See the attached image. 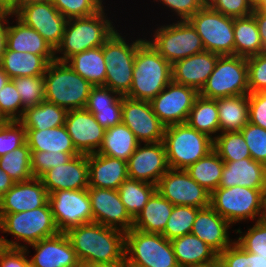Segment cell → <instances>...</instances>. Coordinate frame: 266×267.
<instances>
[{
    "instance_id": "1",
    "label": "cell",
    "mask_w": 266,
    "mask_h": 267,
    "mask_svg": "<svg viewBox=\"0 0 266 267\" xmlns=\"http://www.w3.org/2000/svg\"><path fill=\"white\" fill-rule=\"evenodd\" d=\"M80 260L106 267L125 265V232L100 223H87L66 232Z\"/></svg>"
},
{
    "instance_id": "2",
    "label": "cell",
    "mask_w": 266,
    "mask_h": 267,
    "mask_svg": "<svg viewBox=\"0 0 266 267\" xmlns=\"http://www.w3.org/2000/svg\"><path fill=\"white\" fill-rule=\"evenodd\" d=\"M106 11L108 9L103 7L95 15L68 19L61 42L55 49V59L66 62L74 54L102 46L117 30L114 19L108 17Z\"/></svg>"
},
{
    "instance_id": "3",
    "label": "cell",
    "mask_w": 266,
    "mask_h": 267,
    "mask_svg": "<svg viewBox=\"0 0 266 267\" xmlns=\"http://www.w3.org/2000/svg\"><path fill=\"white\" fill-rule=\"evenodd\" d=\"M172 81V65L145 39L137 48L126 97L151 101Z\"/></svg>"
},
{
    "instance_id": "4",
    "label": "cell",
    "mask_w": 266,
    "mask_h": 267,
    "mask_svg": "<svg viewBox=\"0 0 266 267\" xmlns=\"http://www.w3.org/2000/svg\"><path fill=\"white\" fill-rule=\"evenodd\" d=\"M43 76L46 101L67 111L85 108L93 85L76 73L67 62H49Z\"/></svg>"
},
{
    "instance_id": "5",
    "label": "cell",
    "mask_w": 266,
    "mask_h": 267,
    "mask_svg": "<svg viewBox=\"0 0 266 267\" xmlns=\"http://www.w3.org/2000/svg\"><path fill=\"white\" fill-rule=\"evenodd\" d=\"M120 31L117 29L102 45L106 63L105 87L121 96H126L132 84L136 50L147 37L145 35L142 37L143 39L138 36L137 38L131 37L133 39L131 40V38H126L125 32Z\"/></svg>"
},
{
    "instance_id": "6",
    "label": "cell",
    "mask_w": 266,
    "mask_h": 267,
    "mask_svg": "<svg viewBox=\"0 0 266 267\" xmlns=\"http://www.w3.org/2000/svg\"><path fill=\"white\" fill-rule=\"evenodd\" d=\"M0 233L12 235L14 240L6 239L10 247L26 248L42 239L57 235L59 231L48 202L45 206L30 211L0 213Z\"/></svg>"
},
{
    "instance_id": "7",
    "label": "cell",
    "mask_w": 266,
    "mask_h": 267,
    "mask_svg": "<svg viewBox=\"0 0 266 267\" xmlns=\"http://www.w3.org/2000/svg\"><path fill=\"white\" fill-rule=\"evenodd\" d=\"M265 192L239 185L217 188L211 193L210 206L232 226L258 221L265 217Z\"/></svg>"
},
{
    "instance_id": "8",
    "label": "cell",
    "mask_w": 266,
    "mask_h": 267,
    "mask_svg": "<svg viewBox=\"0 0 266 267\" xmlns=\"http://www.w3.org/2000/svg\"><path fill=\"white\" fill-rule=\"evenodd\" d=\"M163 143L171 169H187L213 150V139L187 123L167 126Z\"/></svg>"
},
{
    "instance_id": "9",
    "label": "cell",
    "mask_w": 266,
    "mask_h": 267,
    "mask_svg": "<svg viewBox=\"0 0 266 267\" xmlns=\"http://www.w3.org/2000/svg\"><path fill=\"white\" fill-rule=\"evenodd\" d=\"M125 266L179 267L170 240L134 228L125 233Z\"/></svg>"
},
{
    "instance_id": "10",
    "label": "cell",
    "mask_w": 266,
    "mask_h": 267,
    "mask_svg": "<svg viewBox=\"0 0 266 267\" xmlns=\"http://www.w3.org/2000/svg\"><path fill=\"white\" fill-rule=\"evenodd\" d=\"M176 21V22H175ZM155 25L147 40L171 65L205 51L202 40L188 20Z\"/></svg>"
},
{
    "instance_id": "11",
    "label": "cell",
    "mask_w": 266,
    "mask_h": 267,
    "mask_svg": "<svg viewBox=\"0 0 266 267\" xmlns=\"http://www.w3.org/2000/svg\"><path fill=\"white\" fill-rule=\"evenodd\" d=\"M247 58L219 55L199 95L208 99L249 94Z\"/></svg>"
},
{
    "instance_id": "12",
    "label": "cell",
    "mask_w": 266,
    "mask_h": 267,
    "mask_svg": "<svg viewBox=\"0 0 266 267\" xmlns=\"http://www.w3.org/2000/svg\"><path fill=\"white\" fill-rule=\"evenodd\" d=\"M188 21L200 36L205 51L234 55V18L225 16L205 4Z\"/></svg>"
},
{
    "instance_id": "13",
    "label": "cell",
    "mask_w": 266,
    "mask_h": 267,
    "mask_svg": "<svg viewBox=\"0 0 266 267\" xmlns=\"http://www.w3.org/2000/svg\"><path fill=\"white\" fill-rule=\"evenodd\" d=\"M49 204L59 232L93 222L91 201L87 189L59 190L49 194Z\"/></svg>"
},
{
    "instance_id": "14",
    "label": "cell",
    "mask_w": 266,
    "mask_h": 267,
    "mask_svg": "<svg viewBox=\"0 0 266 267\" xmlns=\"http://www.w3.org/2000/svg\"><path fill=\"white\" fill-rule=\"evenodd\" d=\"M156 190L175 205L205 208L211 193L193 180L183 169H169L158 181Z\"/></svg>"
},
{
    "instance_id": "15",
    "label": "cell",
    "mask_w": 266,
    "mask_h": 267,
    "mask_svg": "<svg viewBox=\"0 0 266 267\" xmlns=\"http://www.w3.org/2000/svg\"><path fill=\"white\" fill-rule=\"evenodd\" d=\"M199 92L171 81L150 103L158 119L167 127L186 123Z\"/></svg>"
},
{
    "instance_id": "16",
    "label": "cell",
    "mask_w": 266,
    "mask_h": 267,
    "mask_svg": "<svg viewBox=\"0 0 266 267\" xmlns=\"http://www.w3.org/2000/svg\"><path fill=\"white\" fill-rule=\"evenodd\" d=\"M122 123L139 143L163 141L166 126L155 115L150 101L122 96Z\"/></svg>"
},
{
    "instance_id": "17",
    "label": "cell",
    "mask_w": 266,
    "mask_h": 267,
    "mask_svg": "<svg viewBox=\"0 0 266 267\" xmlns=\"http://www.w3.org/2000/svg\"><path fill=\"white\" fill-rule=\"evenodd\" d=\"M15 16L36 30L54 50L60 44L67 19L51 2L23 6Z\"/></svg>"
},
{
    "instance_id": "18",
    "label": "cell",
    "mask_w": 266,
    "mask_h": 267,
    "mask_svg": "<svg viewBox=\"0 0 266 267\" xmlns=\"http://www.w3.org/2000/svg\"><path fill=\"white\" fill-rule=\"evenodd\" d=\"M127 169L129 179L157 185L160 178L170 169L163 141L139 143L127 161Z\"/></svg>"
},
{
    "instance_id": "19",
    "label": "cell",
    "mask_w": 266,
    "mask_h": 267,
    "mask_svg": "<svg viewBox=\"0 0 266 267\" xmlns=\"http://www.w3.org/2000/svg\"><path fill=\"white\" fill-rule=\"evenodd\" d=\"M93 222L128 232L133 228V218L126 211L118 190L88 187Z\"/></svg>"
},
{
    "instance_id": "20",
    "label": "cell",
    "mask_w": 266,
    "mask_h": 267,
    "mask_svg": "<svg viewBox=\"0 0 266 267\" xmlns=\"http://www.w3.org/2000/svg\"><path fill=\"white\" fill-rule=\"evenodd\" d=\"M65 127L79 154L90 155L98 152L106 130L99 125L90 111L85 108L68 111Z\"/></svg>"
},
{
    "instance_id": "21",
    "label": "cell",
    "mask_w": 266,
    "mask_h": 267,
    "mask_svg": "<svg viewBox=\"0 0 266 267\" xmlns=\"http://www.w3.org/2000/svg\"><path fill=\"white\" fill-rule=\"evenodd\" d=\"M34 249V256L29 259L33 267H76L79 259L66 233L42 239L27 246Z\"/></svg>"
},
{
    "instance_id": "22",
    "label": "cell",
    "mask_w": 266,
    "mask_h": 267,
    "mask_svg": "<svg viewBox=\"0 0 266 267\" xmlns=\"http://www.w3.org/2000/svg\"><path fill=\"white\" fill-rule=\"evenodd\" d=\"M40 180L50 194L59 190H82L89 187L88 155L79 154L69 162L51 168Z\"/></svg>"
},
{
    "instance_id": "23",
    "label": "cell",
    "mask_w": 266,
    "mask_h": 267,
    "mask_svg": "<svg viewBox=\"0 0 266 267\" xmlns=\"http://www.w3.org/2000/svg\"><path fill=\"white\" fill-rule=\"evenodd\" d=\"M49 193L40 178L15 183L0 199V213H19L45 206Z\"/></svg>"
},
{
    "instance_id": "24",
    "label": "cell",
    "mask_w": 266,
    "mask_h": 267,
    "mask_svg": "<svg viewBox=\"0 0 266 267\" xmlns=\"http://www.w3.org/2000/svg\"><path fill=\"white\" fill-rule=\"evenodd\" d=\"M230 227L233 226L211 206H208L198 210L191 233L219 255L235 242V239L230 238Z\"/></svg>"
},
{
    "instance_id": "25",
    "label": "cell",
    "mask_w": 266,
    "mask_h": 267,
    "mask_svg": "<svg viewBox=\"0 0 266 267\" xmlns=\"http://www.w3.org/2000/svg\"><path fill=\"white\" fill-rule=\"evenodd\" d=\"M219 54L203 51L172 64V81L196 89L204 87L213 72Z\"/></svg>"
},
{
    "instance_id": "26",
    "label": "cell",
    "mask_w": 266,
    "mask_h": 267,
    "mask_svg": "<svg viewBox=\"0 0 266 267\" xmlns=\"http://www.w3.org/2000/svg\"><path fill=\"white\" fill-rule=\"evenodd\" d=\"M237 185L252 189H266V165L252 158L224 161L218 188Z\"/></svg>"
},
{
    "instance_id": "27",
    "label": "cell",
    "mask_w": 266,
    "mask_h": 267,
    "mask_svg": "<svg viewBox=\"0 0 266 267\" xmlns=\"http://www.w3.org/2000/svg\"><path fill=\"white\" fill-rule=\"evenodd\" d=\"M89 187L118 190L127 180V161L99 153L88 155Z\"/></svg>"
},
{
    "instance_id": "28",
    "label": "cell",
    "mask_w": 266,
    "mask_h": 267,
    "mask_svg": "<svg viewBox=\"0 0 266 267\" xmlns=\"http://www.w3.org/2000/svg\"><path fill=\"white\" fill-rule=\"evenodd\" d=\"M14 17L15 22L8 21L6 48L16 52L41 55L48 63L55 61V50L52 46L36 30L26 26L15 15Z\"/></svg>"
},
{
    "instance_id": "29",
    "label": "cell",
    "mask_w": 266,
    "mask_h": 267,
    "mask_svg": "<svg viewBox=\"0 0 266 267\" xmlns=\"http://www.w3.org/2000/svg\"><path fill=\"white\" fill-rule=\"evenodd\" d=\"M173 207L174 205L156 190L133 219V228L147 233L162 234Z\"/></svg>"
},
{
    "instance_id": "30",
    "label": "cell",
    "mask_w": 266,
    "mask_h": 267,
    "mask_svg": "<svg viewBox=\"0 0 266 267\" xmlns=\"http://www.w3.org/2000/svg\"><path fill=\"white\" fill-rule=\"evenodd\" d=\"M171 244L179 267L218 262V254L192 233L171 240Z\"/></svg>"
},
{
    "instance_id": "31",
    "label": "cell",
    "mask_w": 266,
    "mask_h": 267,
    "mask_svg": "<svg viewBox=\"0 0 266 267\" xmlns=\"http://www.w3.org/2000/svg\"><path fill=\"white\" fill-rule=\"evenodd\" d=\"M26 143L30 151L79 154L65 125L41 131L26 130Z\"/></svg>"
},
{
    "instance_id": "32",
    "label": "cell",
    "mask_w": 266,
    "mask_h": 267,
    "mask_svg": "<svg viewBox=\"0 0 266 267\" xmlns=\"http://www.w3.org/2000/svg\"><path fill=\"white\" fill-rule=\"evenodd\" d=\"M219 133L241 131L249 122L248 94L217 98Z\"/></svg>"
},
{
    "instance_id": "33",
    "label": "cell",
    "mask_w": 266,
    "mask_h": 267,
    "mask_svg": "<svg viewBox=\"0 0 266 267\" xmlns=\"http://www.w3.org/2000/svg\"><path fill=\"white\" fill-rule=\"evenodd\" d=\"M66 62L91 85L105 86L106 63L102 46L74 54Z\"/></svg>"
},
{
    "instance_id": "34",
    "label": "cell",
    "mask_w": 266,
    "mask_h": 267,
    "mask_svg": "<svg viewBox=\"0 0 266 267\" xmlns=\"http://www.w3.org/2000/svg\"><path fill=\"white\" fill-rule=\"evenodd\" d=\"M48 64L41 55L16 52L6 48L2 55L0 67L12 79L44 75Z\"/></svg>"
},
{
    "instance_id": "35",
    "label": "cell",
    "mask_w": 266,
    "mask_h": 267,
    "mask_svg": "<svg viewBox=\"0 0 266 267\" xmlns=\"http://www.w3.org/2000/svg\"><path fill=\"white\" fill-rule=\"evenodd\" d=\"M67 110L46 100L24 110L18 120L26 130H45L65 125Z\"/></svg>"
},
{
    "instance_id": "36",
    "label": "cell",
    "mask_w": 266,
    "mask_h": 267,
    "mask_svg": "<svg viewBox=\"0 0 266 267\" xmlns=\"http://www.w3.org/2000/svg\"><path fill=\"white\" fill-rule=\"evenodd\" d=\"M234 55L251 57L266 50L259 35L254 16L234 18Z\"/></svg>"
},
{
    "instance_id": "37",
    "label": "cell",
    "mask_w": 266,
    "mask_h": 267,
    "mask_svg": "<svg viewBox=\"0 0 266 267\" xmlns=\"http://www.w3.org/2000/svg\"><path fill=\"white\" fill-rule=\"evenodd\" d=\"M138 145L134 133L121 123L105 131L102 145L97 153L128 161Z\"/></svg>"
},
{
    "instance_id": "38",
    "label": "cell",
    "mask_w": 266,
    "mask_h": 267,
    "mask_svg": "<svg viewBox=\"0 0 266 267\" xmlns=\"http://www.w3.org/2000/svg\"><path fill=\"white\" fill-rule=\"evenodd\" d=\"M186 123L214 140L219 134V115L216 99H208L199 95L190 110Z\"/></svg>"
},
{
    "instance_id": "39",
    "label": "cell",
    "mask_w": 266,
    "mask_h": 267,
    "mask_svg": "<svg viewBox=\"0 0 266 267\" xmlns=\"http://www.w3.org/2000/svg\"><path fill=\"white\" fill-rule=\"evenodd\" d=\"M224 161L212 150L185 169L200 186L212 193L219 187Z\"/></svg>"
},
{
    "instance_id": "40",
    "label": "cell",
    "mask_w": 266,
    "mask_h": 267,
    "mask_svg": "<svg viewBox=\"0 0 266 267\" xmlns=\"http://www.w3.org/2000/svg\"><path fill=\"white\" fill-rule=\"evenodd\" d=\"M156 191V185L133 179L125 180L118 192L126 211L134 219Z\"/></svg>"
},
{
    "instance_id": "41",
    "label": "cell",
    "mask_w": 266,
    "mask_h": 267,
    "mask_svg": "<svg viewBox=\"0 0 266 267\" xmlns=\"http://www.w3.org/2000/svg\"><path fill=\"white\" fill-rule=\"evenodd\" d=\"M0 168L5 171L15 183L32 179L31 151L27 143L1 156Z\"/></svg>"
},
{
    "instance_id": "42",
    "label": "cell",
    "mask_w": 266,
    "mask_h": 267,
    "mask_svg": "<svg viewBox=\"0 0 266 267\" xmlns=\"http://www.w3.org/2000/svg\"><path fill=\"white\" fill-rule=\"evenodd\" d=\"M213 150L223 161L251 158L241 131L219 133L213 140Z\"/></svg>"
},
{
    "instance_id": "43",
    "label": "cell",
    "mask_w": 266,
    "mask_h": 267,
    "mask_svg": "<svg viewBox=\"0 0 266 267\" xmlns=\"http://www.w3.org/2000/svg\"><path fill=\"white\" fill-rule=\"evenodd\" d=\"M199 209L193 206L175 205L162 235L171 241L191 233Z\"/></svg>"
},
{
    "instance_id": "44",
    "label": "cell",
    "mask_w": 266,
    "mask_h": 267,
    "mask_svg": "<svg viewBox=\"0 0 266 267\" xmlns=\"http://www.w3.org/2000/svg\"><path fill=\"white\" fill-rule=\"evenodd\" d=\"M254 223V224H253ZM252 223V226L243 232L242 228L233 230L236 237L235 242L245 251L260 255L266 258V219H261Z\"/></svg>"
},
{
    "instance_id": "45",
    "label": "cell",
    "mask_w": 266,
    "mask_h": 267,
    "mask_svg": "<svg viewBox=\"0 0 266 267\" xmlns=\"http://www.w3.org/2000/svg\"><path fill=\"white\" fill-rule=\"evenodd\" d=\"M21 97L24 109L39 105L45 100L44 76H23L11 79Z\"/></svg>"
},
{
    "instance_id": "46",
    "label": "cell",
    "mask_w": 266,
    "mask_h": 267,
    "mask_svg": "<svg viewBox=\"0 0 266 267\" xmlns=\"http://www.w3.org/2000/svg\"><path fill=\"white\" fill-rule=\"evenodd\" d=\"M219 267H266V258L247 252L236 242L218 255Z\"/></svg>"
},
{
    "instance_id": "47",
    "label": "cell",
    "mask_w": 266,
    "mask_h": 267,
    "mask_svg": "<svg viewBox=\"0 0 266 267\" xmlns=\"http://www.w3.org/2000/svg\"><path fill=\"white\" fill-rule=\"evenodd\" d=\"M104 0H51L54 7L68 20L95 15L106 2Z\"/></svg>"
},
{
    "instance_id": "48",
    "label": "cell",
    "mask_w": 266,
    "mask_h": 267,
    "mask_svg": "<svg viewBox=\"0 0 266 267\" xmlns=\"http://www.w3.org/2000/svg\"><path fill=\"white\" fill-rule=\"evenodd\" d=\"M25 143L26 129L18 120H8L0 126V157Z\"/></svg>"
},
{
    "instance_id": "49",
    "label": "cell",
    "mask_w": 266,
    "mask_h": 267,
    "mask_svg": "<svg viewBox=\"0 0 266 267\" xmlns=\"http://www.w3.org/2000/svg\"><path fill=\"white\" fill-rule=\"evenodd\" d=\"M24 110L21 97L18 94L15 84L10 79L0 90V115L5 121L19 120Z\"/></svg>"
},
{
    "instance_id": "50",
    "label": "cell",
    "mask_w": 266,
    "mask_h": 267,
    "mask_svg": "<svg viewBox=\"0 0 266 267\" xmlns=\"http://www.w3.org/2000/svg\"><path fill=\"white\" fill-rule=\"evenodd\" d=\"M64 152L31 151V169L34 178H40L51 168L69 162L74 156Z\"/></svg>"
},
{
    "instance_id": "51",
    "label": "cell",
    "mask_w": 266,
    "mask_h": 267,
    "mask_svg": "<svg viewBox=\"0 0 266 267\" xmlns=\"http://www.w3.org/2000/svg\"><path fill=\"white\" fill-rule=\"evenodd\" d=\"M251 158L266 165V130L248 122L241 130Z\"/></svg>"
},
{
    "instance_id": "52",
    "label": "cell",
    "mask_w": 266,
    "mask_h": 267,
    "mask_svg": "<svg viewBox=\"0 0 266 267\" xmlns=\"http://www.w3.org/2000/svg\"><path fill=\"white\" fill-rule=\"evenodd\" d=\"M250 93L266 92V52L247 58Z\"/></svg>"
},
{
    "instance_id": "53",
    "label": "cell",
    "mask_w": 266,
    "mask_h": 267,
    "mask_svg": "<svg viewBox=\"0 0 266 267\" xmlns=\"http://www.w3.org/2000/svg\"><path fill=\"white\" fill-rule=\"evenodd\" d=\"M153 2L161 3L168 11L171 10L174 20L184 21L196 14L205 4L206 0H153Z\"/></svg>"
},
{
    "instance_id": "54",
    "label": "cell",
    "mask_w": 266,
    "mask_h": 267,
    "mask_svg": "<svg viewBox=\"0 0 266 267\" xmlns=\"http://www.w3.org/2000/svg\"><path fill=\"white\" fill-rule=\"evenodd\" d=\"M212 9L225 16L240 18L253 13L249 0H206Z\"/></svg>"
},
{
    "instance_id": "55",
    "label": "cell",
    "mask_w": 266,
    "mask_h": 267,
    "mask_svg": "<svg viewBox=\"0 0 266 267\" xmlns=\"http://www.w3.org/2000/svg\"><path fill=\"white\" fill-rule=\"evenodd\" d=\"M120 94L105 86H93L85 109L91 113L97 108H103L113 105L119 98Z\"/></svg>"
},
{
    "instance_id": "56",
    "label": "cell",
    "mask_w": 266,
    "mask_h": 267,
    "mask_svg": "<svg viewBox=\"0 0 266 267\" xmlns=\"http://www.w3.org/2000/svg\"><path fill=\"white\" fill-rule=\"evenodd\" d=\"M92 114L105 130L122 123V96L111 106L97 108Z\"/></svg>"
},
{
    "instance_id": "57",
    "label": "cell",
    "mask_w": 266,
    "mask_h": 267,
    "mask_svg": "<svg viewBox=\"0 0 266 267\" xmlns=\"http://www.w3.org/2000/svg\"><path fill=\"white\" fill-rule=\"evenodd\" d=\"M249 122L266 130V92L248 94Z\"/></svg>"
},
{
    "instance_id": "58",
    "label": "cell",
    "mask_w": 266,
    "mask_h": 267,
    "mask_svg": "<svg viewBox=\"0 0 266 267\" xmlns=\"http://www.w3.org/2000/svg\"><path fill=\"white\" fill-rule=\"evenodd\" d=\"M29 252L25 248L10 247L0 260V267H27L30 264Z\"/></svg>"
},
{
    "instance_id": "59",
    "label": "cell",
    "mask_w": 266,
    "mask_h": 267,
    "mask_svg": "<svg viewBox=\"0 0 266 267\" xmlns=\"http://www.w3.org/2000/svg\"><path fill=\"white\" fill-rule=\"evenodd\" d=\"M13 17L10 11H0V62L6 49L8 21Z\"/></svg>"
},
{
    "instance_id": "60",
    "label": "cell",
    "mask_w": 266,
    "mask_h": 267,
    "mask_svg": "<svg viewBox=\"0 0 266 267\" xmlns=\"http://www.w3.org/2000/svg\"><path fill=\"white\" fill-rule=\"evenodd\" d=\"M252 15L258 26L259 35L263 44V48L266 50V13L253 10Z\"/></svg>"
},
{
    "instance_id": "61",
    "label": "cell",
    "mask_w": 266,
    "mask_h": 267,
    "mask_svg": "<svg viewBox=\"0 0 266 267\" xmlns=\"http://www.w3.org/2000/svg\"><path fill=\"white\" fill-rule=\"evenodd\" d=\"M14 184V180L0 168V199Z\"/></svg>"
},
{
    "instance_id": "62",
    "label": "cell",
    "mask_w": 266,
    "mask_h": 267,
    "mask_svg": "<svg viewBox=\"0 0 266 267\" xmlns=\"http://www.w3.org/2000/svg\"><path fill=\"white\" fill-rule=\"evenodd\" d=\"M50 1L51 0H21L10 12L15 15L23 6Z\"/></svg>"
},
{
    "instance_id": "63",
    "label": "cell",
    "mask_w": 266,
    "mask_h": 267,
    "mask_svg": "<svg viewBox=\"0 0 266 267\" xmlns=\"http://www.w3.org/2000/svg\"><path fill=\"white\" fill-rule=\"evenodd\" d=\"M21 0H0V11H11Z\"/></svg>"
},
{
    "instance_id": "64",
    "label": "cell",
    "mask_w": 266,
    "mask_h": 267,
    "mask_svg": "<svg viewBox=\"0 0 266 267\" xmlns=\"http://www.w3.org/2000/svg\"><path fill=\"white\" fill-rule=\"evenodd\" d=\"M7 236H0V260L2 259L3 255L8 251L10 248L7 240Z\"/></svg>"
},
{
    "instance_id": "65",
    "label": "cell",
    "mask_w": 266,
    "mask_h": 267,
    "mask_svg": "<svg viewBox=\"0 0 266 267\" xmlns=\"http://www.w3.org/2000/svg\"><path fill=\"white\" fill-rule=\"evenodd\" d=\"M76 267H106V266L95 262L80 260Z\"/></svg>"
},
{
    "instance_id": "66",
    "label": "cell",
    "mask_w": 266,
    "mask_h": 267,
    "mask_svg": "<svg viewBox=\"0 0 266 267\" xmlns=\"http://www.w3.org/2000/svg\"><path fill=\"white\" fill-rule=\"evenodd\" d=\"M9 80V76L0 67V90L6 85Z\"/></svg>"
},
{
    "instance_id": "67",
    "label": "cell",
    "mask_w": 266,
    "mask_h": 267,
    "mask_svg": "<svg viewBox=\"0 0 266 267\" xmlns=\"http://www.w3.org/2000/svg\"><path fill=\"white\" fill-rule=\"evenodd\" d=\"M186 267H219L218 262H208V263H200L195 265H190Z\"/></svg>"
},
{
    "instance_id": "68",
    "label": "cell",
    "mask_w": 266,
    "mask_h": 267,
    "mask_svg": "<svg viewBox=\"0 0 266 267\" xmlns=\"http://www.w3.org/2000/svg\"><path fill=\"white\" fill-rule=\"evenodd\" d=\"M265 0H249L250 6L253 10H257Z\"/></svg>"
},
{
    "instance_id": "69",
    "label": "cell",
    "mask_w": 266,
    "mask_h": 267,
    "mask_svg": "<svg viewBox=\"0 0 266 267\" xmlns=\"http://www.w3.org/2000/svg\"><path fill=\"white\" fill-rule=\"evenodd\" d=\"M258 12L266 13V0L264 3L257 9Z\"/></svg>"
},
{
    "instance_id": "70",
    "label": "cell",
    "mask_w": 266,
    "mask_h": 267,
    "mask_svg": "<svg viewBox=\"0 0 266 267\" xmlns=\"http://www.w3.org/2000/svg\"><path fill=\"white\" fill-rule=\"evenodd\" d=\"M5 122L4 118L0 115V126Z\"/></svg>"
},
{
    "instance_id": "71",
    "label": "cell",
    "mask_w": 266,
    "mask_h": 267,
    "mask_svg": "<svg viewBox=\"0 0 266 267\" xmlns=\"http://www.w3.org/2000/svg\"><path fill=\"white\" fill-rule=\"evenodd\" d=\"M264 218L266 219V202H265V217Z\"/></svg>"
}]
</instances>
